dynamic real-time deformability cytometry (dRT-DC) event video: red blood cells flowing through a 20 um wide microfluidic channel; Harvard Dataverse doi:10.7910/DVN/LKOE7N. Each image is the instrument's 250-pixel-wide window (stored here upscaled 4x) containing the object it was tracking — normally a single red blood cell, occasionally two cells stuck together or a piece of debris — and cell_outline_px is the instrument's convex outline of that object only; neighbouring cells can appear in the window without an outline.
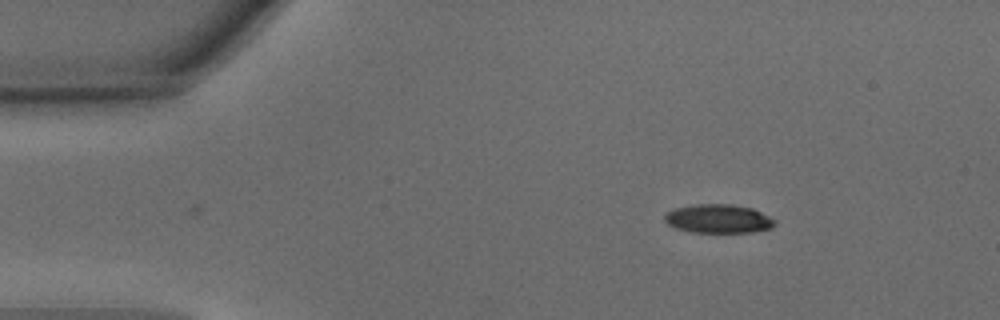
{"species": "common noctule bat (a hibernating species)", "species_latin": "Nyctalus noctula", "temperature_condition": "warm", "stored_images_in_passage": 2, "camera_frame_rate_fps": 3000, "um_per_image_px": 0.085, "animal": {"sex": "male", "body_mass_g": 15.6}, "frame": {"image": 1, "passage_image": 2, "time_ms": 0.333, "image_size_px": [1000, 320], "cell_outline_px": [[776, 224], [772, 228], [752, 232], [692, 232], [676, 228], [668, 224], [664, 220], [664, 216], [668, 212], [676, 208], [696, 204], [732, 204], [752, 208], [776, 220]], "centroid_in_image_um": [61.08, 18.59], "position_along_channel_um": 23.9, "area_um2": 18.38}}